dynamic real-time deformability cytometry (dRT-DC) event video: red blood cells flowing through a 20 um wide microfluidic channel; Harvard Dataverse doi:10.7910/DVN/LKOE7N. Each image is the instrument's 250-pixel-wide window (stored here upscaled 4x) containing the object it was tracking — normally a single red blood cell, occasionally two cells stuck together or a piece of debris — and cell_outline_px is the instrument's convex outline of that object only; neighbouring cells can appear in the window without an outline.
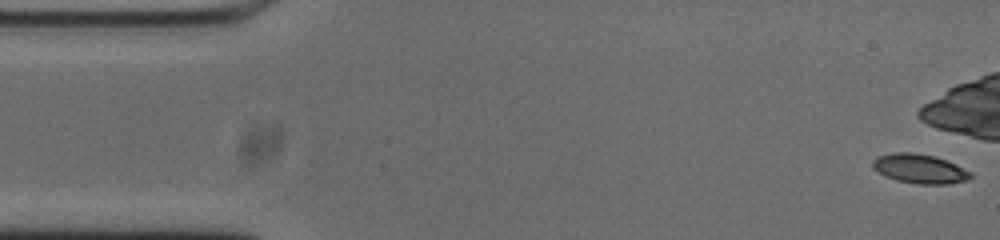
{"species": "common noctule bat (a hibernating species)", "species_latin": "Nyctalus noctula", "temperature_condition": "cold", "stored_images_in_passage": 54, "camera_frame_rate_fps": 3000, "um_per_image_px": 0.085, "animal": {"sex": "male", "body_mass_g": 20.0, "forearm_length_mm": 53.3}, "frame": {"image": 1, "passage_image": 1, "time_ms": 0.0, "image_size_px": [1000, 240], "cell_outline_px": [[972, 176], [968, 180], [948, 184], [916, 184], [896, 180], [884, 176], [872, 168], [872, 160], [876, 156], [892, 152], [912, 152], [932, 156], [956, 164], [972, 172]], "centroid_in_image_um": [78.14, 14.35], "position_along_channel_um": 6.9, "area_um2": 16.88}}
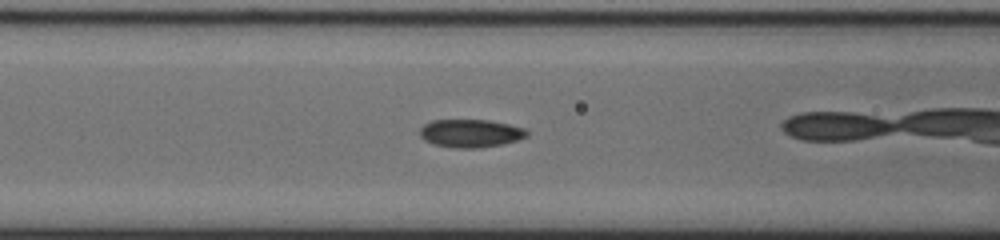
{"frame": {"image": 2, "passage_image": 20, "time_ms": 6.333, "image_size_px": [1000, 240], "cell_outline_px": [[528, 136], [516, 140], [500, 144], [476, 148], [452, 148], [432, 144], [424, 140], [420, 136], [420, 128], [424, 124], [432, 120], [488, 120], [508, 124], [524, 128], [528, 132]], "centroid_in_image_um": [39.95, 11.33], "position_along_channel_um": 126.6, "area_um2": 17.46}}
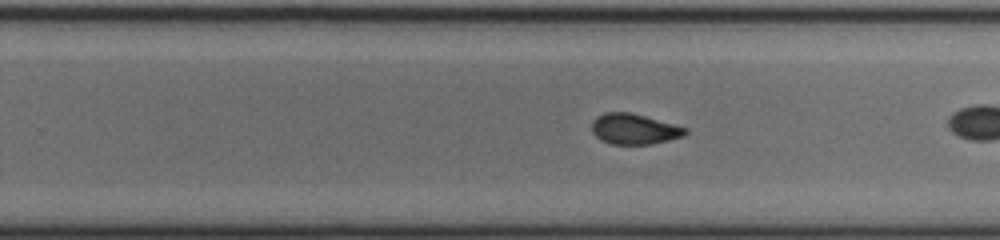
{"frame": {"image": 3, "passage_image": 32, "time_ms": 10.333, "image_size_px": [1000, 240], "cell_outline_px": [[688, 132], [684, 136], [668, 140], [648, 144], [612, 144], [600, 140], [592, 132], [592, 120], [596, 116], [604, 112], [628, 112], [644, 116], [688, 128]], "centroid_in_image_um": [53.88, 10.96], "position_along_channel_um": 275.9, "area_um2": 16.59}, "authors_computed_cell_mechanics": {"area_um2": 16.9643, "velocity_mm_per_s": 3.7479, "shape_relaxation_time_tau1_ms": 7.3387, "shape_relaxation_time_tau2_ms": 2.0571, "deformation_change_tau1": 0.1427, "deformation_change_tau2": 0.0647}}